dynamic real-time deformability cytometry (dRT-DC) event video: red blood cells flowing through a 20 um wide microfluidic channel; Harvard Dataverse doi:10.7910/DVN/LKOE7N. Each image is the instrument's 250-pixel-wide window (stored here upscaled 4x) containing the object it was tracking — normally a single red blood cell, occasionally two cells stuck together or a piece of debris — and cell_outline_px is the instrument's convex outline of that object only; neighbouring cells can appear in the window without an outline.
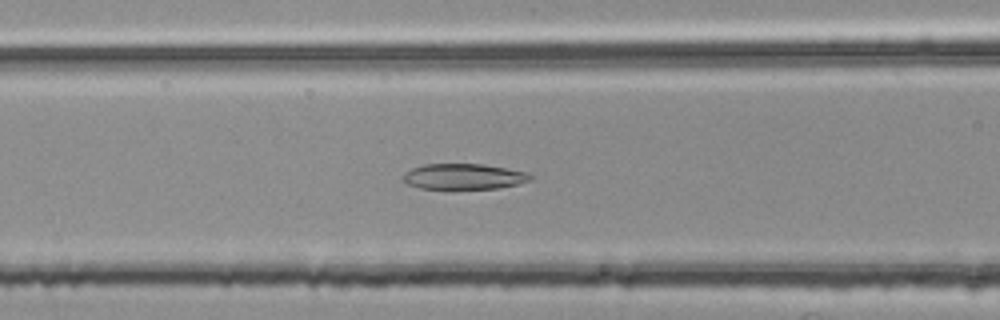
{"species": "common noctule bat (a hibernating species)", "species_latin": "Nyctalus noctula", "temperature_condition": "room temperature", "stored_images_in_passage": 31, "camera_frame_rate_fps": 3000, "um_per_image_px": 0.085, "animal": {"sex": "female", "body_mass_g": 25.1}, "frame": {"image": 1, "passage_image": 6, "time_ms": 1.667, "image_size_px": [1000, 320], "cell_outline_px": [[532, 180], [516, 184], [496, 188], [420, 188], [408, 184], [404, 180], [404, 172], [412, 168], [424, 164], [484, 164], [528, 172], [532, 176]], "centroid_in_image_um": [39.43, 14.99], "position_along_channel_um": 127.2, "area_um2": 18.79}}
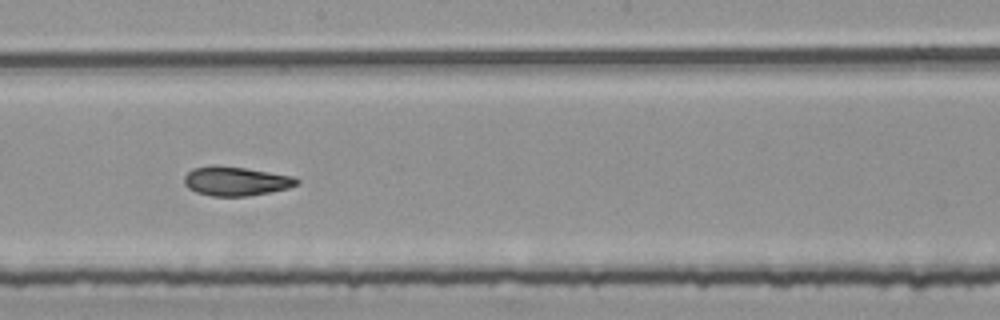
{"frame": {"image": 2, "passage_image": 14, "time_ms": 4.333, "image_size_px": [1000, 320], "cell_outline_px": [[300, 184], [288, 188], [248, 196], [212, 196], [196, 192], [188, 188], [184, 184], [184, 176], [192, 168], [244, 168], [292, 176], [300, 180]], "centroid_in_image_um": [20.08, 15.44], "position_along_channel_um": 228.1, "area_um2": 18.38}}
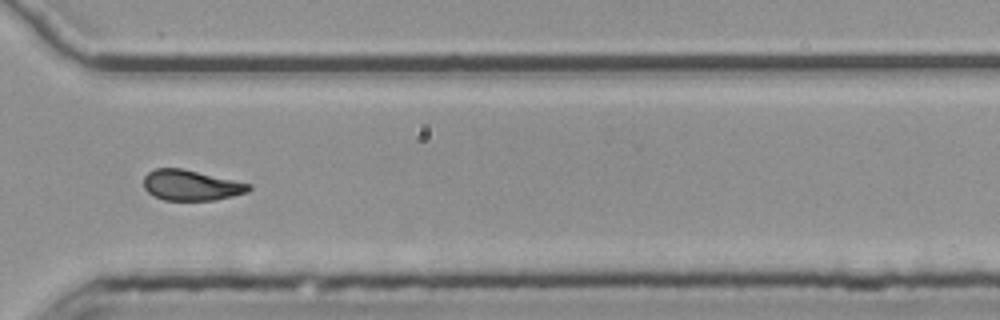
{"frame": {"image": 3, "passage_image": 24, "time_ms": 7.667, "image_size_px": [1000, 320], "cell_outline_px": [[252, 188], [248, 192], [216, 200], [164, 200], [152, 196], [144, 188], [144, 176], [148, 172], [156, 168], [180, 168], [252, 184]], "centroid_in_image_um": [16.23, 15.75], "position_along_channel_um": 354.4, "area_um2": 18.67}, "authors_computed_cell_mechanics": {"area_um2": 19.074, "velocity_mm_per_s": 3.7908, "shape_relaxation_time_tau1_ms": null, "shape_relaxation_time_tau2_ms": 2.9549, "deformation_change_tau1": null, "deformation_change_tau2": 0.1062}}